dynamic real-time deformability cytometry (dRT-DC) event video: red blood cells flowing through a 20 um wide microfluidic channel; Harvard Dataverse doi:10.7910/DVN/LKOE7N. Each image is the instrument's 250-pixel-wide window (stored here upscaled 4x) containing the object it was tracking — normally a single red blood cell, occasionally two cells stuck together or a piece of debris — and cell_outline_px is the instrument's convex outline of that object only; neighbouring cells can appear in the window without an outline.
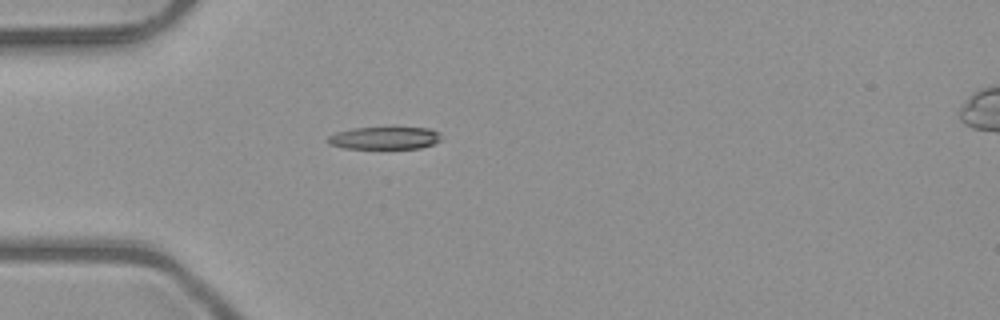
{"species": "common noctule bat (a hibernating species)", "species_latin": "Nyctalus noctula", "temperature_condition": "room temperature", "stored_images_in_passage": 37, "camera_frame_rate_fps": 3000, "um_per_image_px": 0.085, "animal": {"sex": "male", "body_mass_g": 23.1, "forearm_length_mm": 52.7}, "frame": {"image": 1, "passage_image": 1, "time_ms": 0.0, "image_size_px": [1000, 320], "cell_outline_px": [[440, 140], [432, 144], [420, 148], [344, 148], [328, 144], [328, 136], [336, 132], [352, 128], [392, 124], [396, 124], [428, 128], [440, 132]], "centroid_in_image_um": [32.71, 11.66], "position_along_channel_um": 52.3, "area_um2": 15.84}}
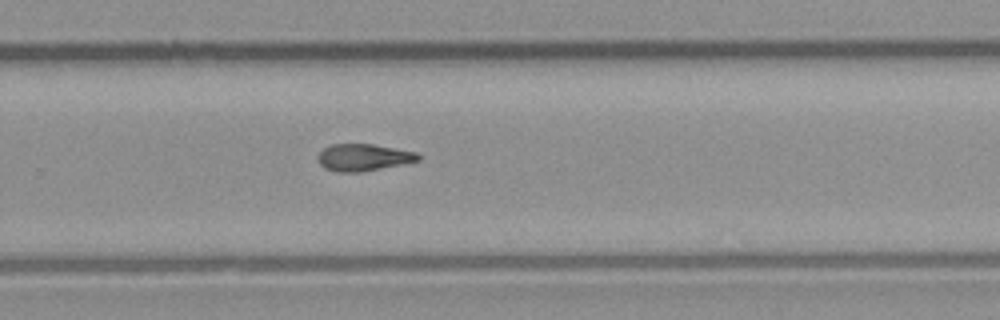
{"frame": {"image": 2, "passage_image": 20, "time_ms": 6.333, "image_size_px": [1000, 320], "cell_outline_px": [[420, 160], [404, 164], [364, 172], [336, 172], [324, 168], [316, 160], [316, 156], [324, 148], [332, 144], [372, 144], [416, 152], [420, 156]], "centroid_in_image_um": [30.87, 13.39], "position_along_channel_um": 298.9, "area_um2": 15.95}}
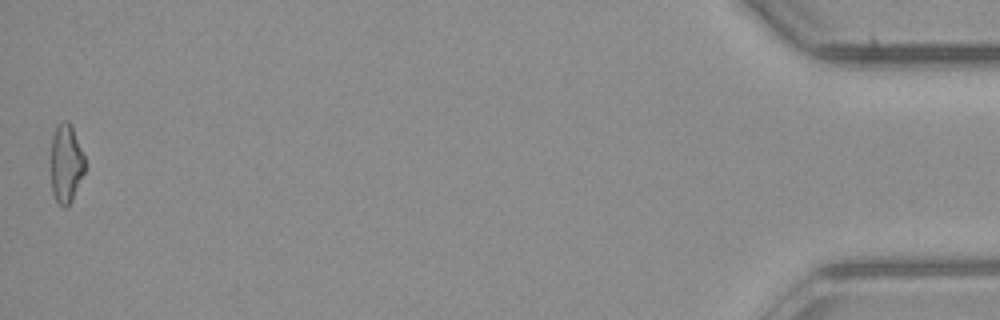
{"frame": {"image": 3, "passage_image": 37, "time_ms": 12.0, "image_size_px": [1000, 320], "cell_outline_px": [[84, 172], [72, 200], [64, 208], [56, 200], [52, 192], [52, 136], [56, 124], [64, 120], [68, 120], [72, 124], [84, 156]], "centroid_in_image_um": [5.62, 13.84], "position_along_channel_um": 429.6, "area_um2": 15.43}, "authors_computed_cell_mechanics": {"area_um2": 15.9528, "velocity_mm_per_s": 4.0546, "shape_relaxation_time_tau1_ms": null, "shape_relaxation_time_tau2_ms": 4.9398, "deformation_change_tau1": null, "deformation_change_tau2": 0.1436}}